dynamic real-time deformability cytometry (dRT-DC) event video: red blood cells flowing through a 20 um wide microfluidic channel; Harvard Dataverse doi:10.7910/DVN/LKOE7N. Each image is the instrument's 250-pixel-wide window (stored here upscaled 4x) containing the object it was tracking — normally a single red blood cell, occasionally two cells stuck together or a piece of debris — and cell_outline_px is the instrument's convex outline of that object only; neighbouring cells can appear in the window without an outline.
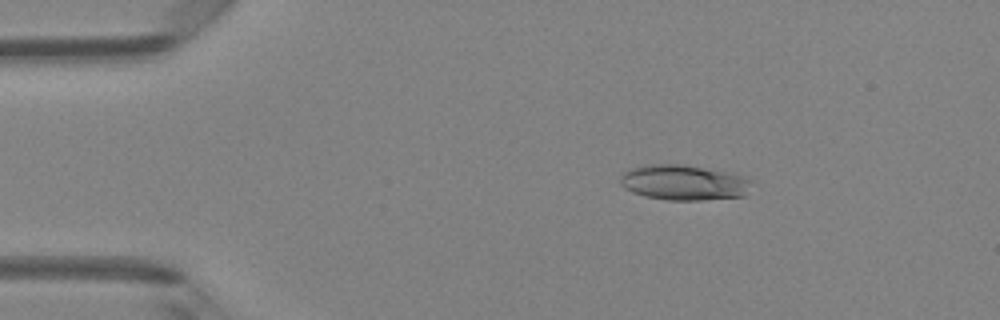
{"species": "Egyptian fruit bat (a non-hibernating species)", "species_latin": "Rousettus aegyptiacus", "temperature_condition": "room temperature", "stored_images_in_passage": 3, "camera_frame_rate_fps": 3000, "um_per_image_px": 0.085, "animal": {"sex": "female"}, "frame": {"image": 1, "passage_image": 2, "time_ms": 0.333, "image_size_px": [1000, 320], "cell_outline_px": [[752, 180], [744, 196], [700, 200], [668, 200], [644, 196], [632, 192], [624, 188], [620, 184], [620, 176], [628, 168], [644, 164], [684, 164], [736, 172]], "centroid_in_image_um": [58.11, 15.49], "position_along_channel_um": 26.9, "area_um2": 27.57}}